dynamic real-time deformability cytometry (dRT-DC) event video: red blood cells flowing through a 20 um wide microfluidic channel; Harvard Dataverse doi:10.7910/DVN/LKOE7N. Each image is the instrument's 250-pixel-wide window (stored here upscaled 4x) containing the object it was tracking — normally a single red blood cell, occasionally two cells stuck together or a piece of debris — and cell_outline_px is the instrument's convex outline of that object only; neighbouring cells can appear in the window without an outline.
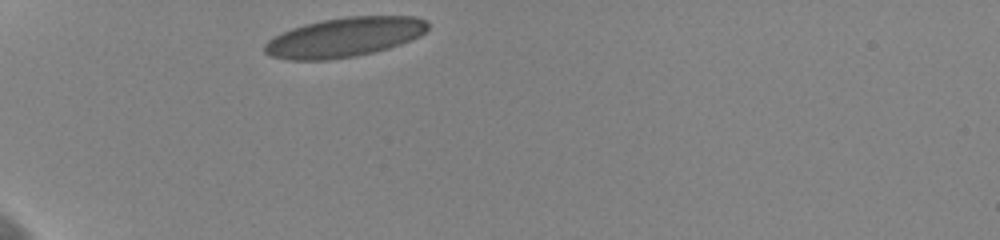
{"species": "human", "species_latin": "Homo sapiens", "temperature_condition": "cold", "stored_images_in_passage": 32, "camera_frame_rate_fps": 3000, "um_per_image_px": 0.085, "donor": {"sex": "female"}, "frame": {"image": 1, "passage_image": 1, "time_ms": 0.0, "image_size_px": [1000, 240], "cell_outline_px": [[428, 28], [420, 36], [400, 44], [388, 48], [356, 56], [328, 60], [288, 60], [268, 56], [264, 52], [264, 44], [268, 40], [292, 28], [304, 24], [320, 20], [348, 16], [416, 16], [424, 20], [428, 24]], "centroid_in_image_um": [29.25, 3.17], "position_along_channel_um": 55.7, "area_um2": 37.57}}
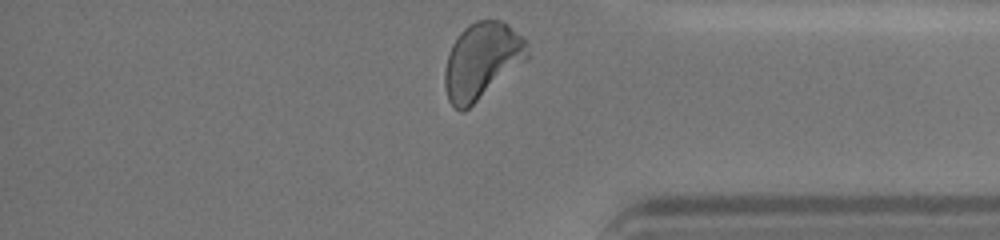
{"frame": {"image": 2, "passage_image": 32, "time_ms": 10.333, "image_size_px": [1000, 240], "cell_outline_px": [[532, 56], [528, 60], [464, 112], [460, 112], [448, 100], [444, 84], [444, 68], [452, 44], [460, 32], [468, 24], [476, 20], [500, 20], [508, 24], [524, 36], [528, 44]], "centroid_in_image_um": [41.0, 5.16], "position_along_channel_um": 394.2, "area_um2": 37.4}, "authors_computed_cell_mechanics": {"area_um2": 36.3562, "velocity_mm_per_s": 3.5928, "shape_relaxation_time_tau1_ms": 7.245, "shape_relaxation_time_tau2_ms": null, "deformation_change_tau1": 0.1726, "deformation_change_tau2": null}}